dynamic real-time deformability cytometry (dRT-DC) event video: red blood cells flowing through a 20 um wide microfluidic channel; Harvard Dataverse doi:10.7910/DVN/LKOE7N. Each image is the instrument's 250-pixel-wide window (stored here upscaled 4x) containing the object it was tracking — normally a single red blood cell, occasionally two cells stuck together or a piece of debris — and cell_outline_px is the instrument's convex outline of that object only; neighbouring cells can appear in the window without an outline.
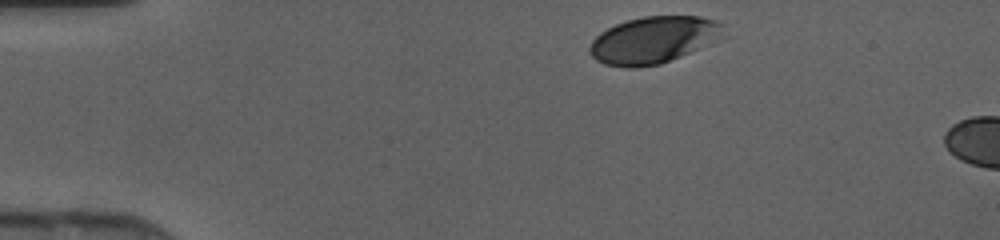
{"species": "human", "species_latin": "Homo sapiens", "temperature_condition": "cold", "stored_images_in_passage": 5, "camera_frame_rate_fps": 3000, "um_per_image_px": 0.085, "donor": {"sex": "female"}, "frame": {"image": 1, "passage_image": 1, "time_ms": 0.0, "image_size_px": [1000, 240], "cell_outline_px": [[728, 36], [720, 40], [660, 64], [636, 68], [628, 68], [604, 64], [596, 60], [588, 52], [588, 48], [592, 40], [600, 32], [616, 24], [628, 20], [644, 16], [700, 16], [716, 20], [724, 24]], "centroid_in_image_um": [55.6, 3.39], "position_along_channel_um": 29.4, "area_um2": 37.11}}